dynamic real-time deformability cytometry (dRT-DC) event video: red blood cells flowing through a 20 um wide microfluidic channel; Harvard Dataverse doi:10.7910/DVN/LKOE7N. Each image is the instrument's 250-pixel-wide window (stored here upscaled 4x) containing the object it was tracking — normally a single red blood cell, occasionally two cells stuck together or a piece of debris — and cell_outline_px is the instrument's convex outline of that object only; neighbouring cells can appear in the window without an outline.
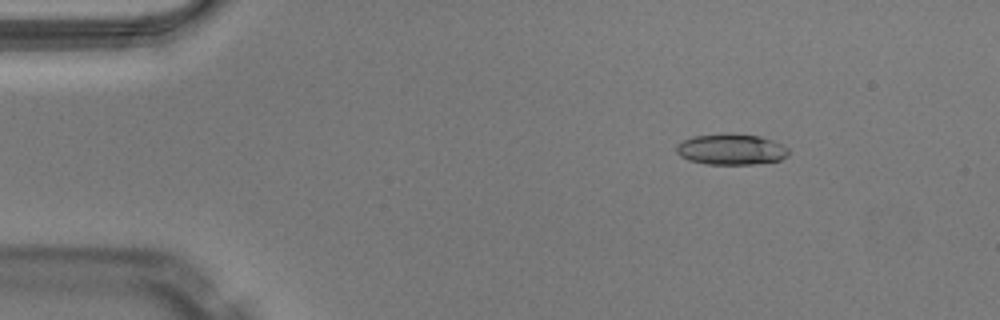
{"species": "Egyptian fruit bat (a non-hibernating species)", "species_latin": "Rousettus aegyptiacus", "temperature_condition": "warm", "stored_images_in_passage": 49, "camera_frame_rate_fps": 3000, "um_per_image_px": 0.085, "animal": {"sex": "male"}, "frame": {"image": 1, "passage_image": 7, "time_ms": 2.0, "image_size_px": [1000, 320], "cell_outline_px": [[788, 156], [780, 160], [752, 164], [704, 164], [688, 160], [680, 156], [676, 152], [676, 144], [692, 136], [760, 136], [772, 140], [788, 148]], "centroid_in_image_um": [62.13, 12.74], "position_along_channel_um": 22.9, "area_um2": 19.48}}
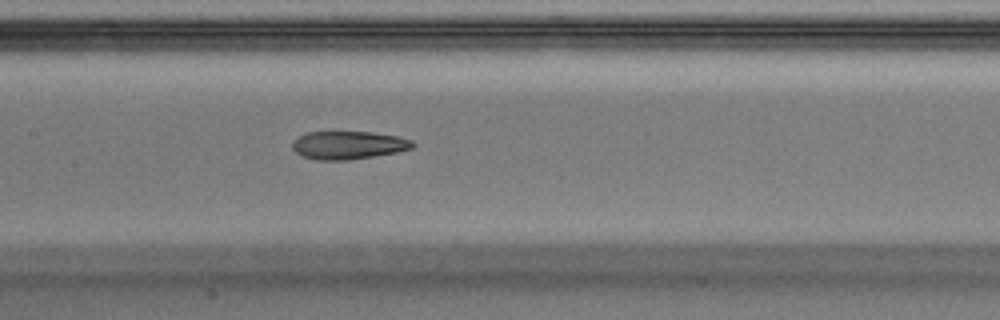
{"frame": {"image": 2, "passage_image": 24, "time_ms": 7.667, "image_size_px": [1000, 320], "cell_outline_px": [[416, 144], [412, 148], [396, 152], [348, 160], [316, 160], [304, 156], [296, 152], [292, 148], [292, 140], [308, 132], [332, 128], [372, 132], [396, 136], [412, 140]], "centroid_in_image_um": [29.56, 12.28], "position_along_channel_um": 177.8, "area_um2": 20.46}}
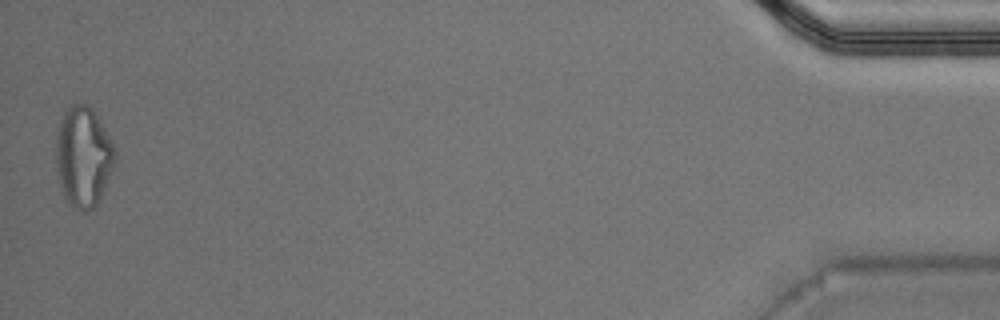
{"frame": {"image": 3, "passage_image": 49, "time_ms": 16.0, "image_size_px": [1000, 320], "cell_outline_px": [[116, 160], [100, 200], [96, 208], [84, 212], [68, 204], [60, 188], [56, 172], [56, 132], [60, 120], [64, 112], [72, 104], [88, 104], [92, 108], [100, 120], [112, 140], [116, 148]], "centroid_in_image_um": [7.08, 13.34], "position_along_channel_um": 428.1, "area_um2": 35.14}, "authors_computed_cell_mechanics": {"area_um2": 20.4612, "velocity_mm_per_s": 4.0929, "shape_relaxation_time_tau1_ms": 8.1179, "shape_relaxation_time_tau2_ms": 1.8904, "deformation_change_tau1": 0.2622, "deformation_change_tau2": 0.1108}}